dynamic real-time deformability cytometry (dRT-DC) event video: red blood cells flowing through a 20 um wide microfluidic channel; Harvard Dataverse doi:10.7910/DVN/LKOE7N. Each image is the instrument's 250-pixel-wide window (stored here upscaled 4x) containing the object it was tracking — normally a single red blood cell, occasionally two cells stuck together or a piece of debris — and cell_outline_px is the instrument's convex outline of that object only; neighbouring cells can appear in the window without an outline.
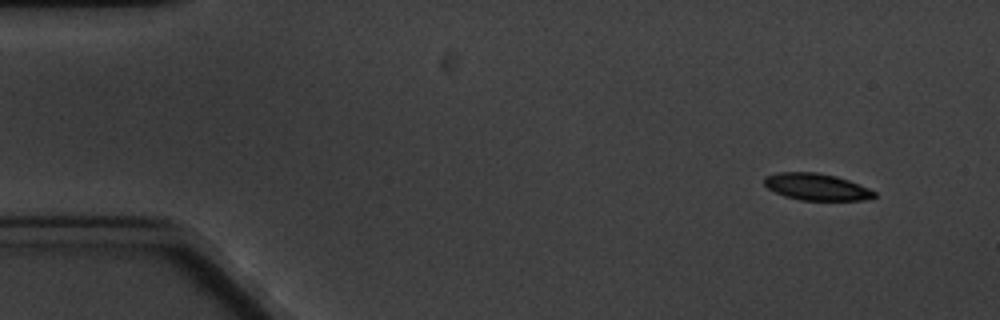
{"species": "common noctule bat (a hibernating species)", "species_latin": "Nyctalus noctula", "temperature_condition": "cold", "stored_images_in_passage": 5, "camera_frame_rate_fps": 3000, "um_per_image_px": 0.085, "animal": {"sex": "male", "body_mass_g": 20.1, "forearm_length_mm": 53.5}, "frame": {"image": 1, "passage_image": 1, "time_ms": 0.0, "image_size_px": [1000, 320], "cell_outline_px": [[876, 196], [864, 200], [800, 200], [784, 196], [768, 188], [764, 184], [764, 176], [776, 172], [816, 172], [836, 176], [848, 180], [868, 188], [876, 192]], "centroid_in_image_um": [69.37, 15.88], "position_along_channel_um": 15.6, "area_um2": 17.17}}
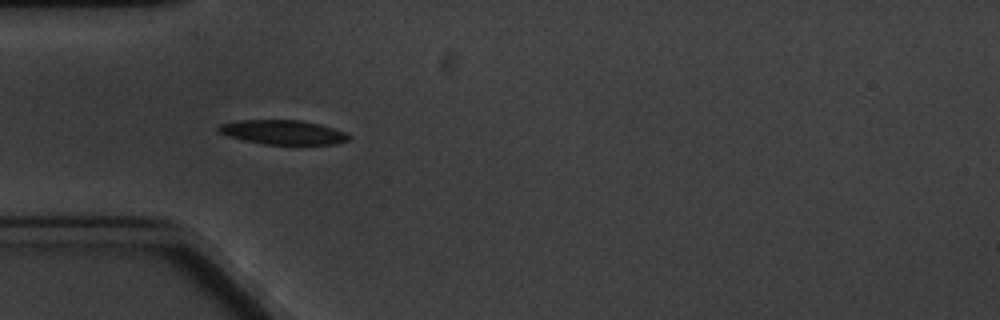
{"frame": {"image": 2, "passage_image": 5, "time_ms": 4.333, "image_size_px": [1000, 320], "cell_outline_px": [[348, 140], [336, 144], [264, 144], [244, 140], [228, 136], [220, 132], [216, 128], [220, 124], [240, 120], [300, 120], [320, 124], [344, 132], [348, 136]], "centroid_in_image_um": [24.02, 11.24], "position_along_channel_um": 61.0, "area_um2": 18.21}}